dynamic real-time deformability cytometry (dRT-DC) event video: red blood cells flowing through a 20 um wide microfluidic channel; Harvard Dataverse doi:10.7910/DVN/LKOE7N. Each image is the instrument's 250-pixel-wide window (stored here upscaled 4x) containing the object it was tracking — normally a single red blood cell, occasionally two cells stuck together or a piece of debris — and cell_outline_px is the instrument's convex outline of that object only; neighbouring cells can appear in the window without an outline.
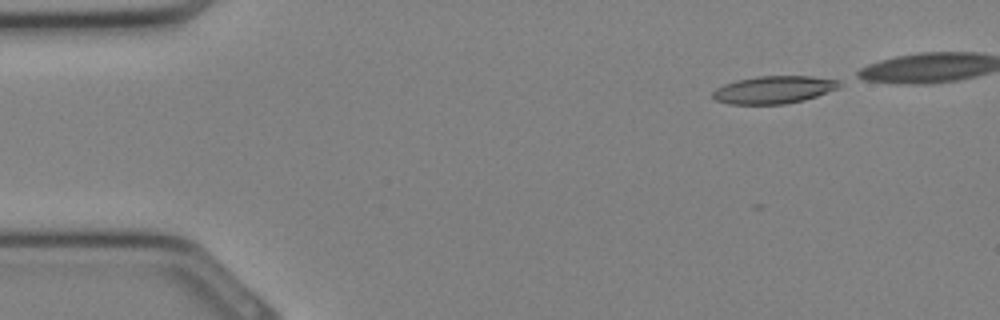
{"species": "Egyptian fruit bat (a non-hibernating species)", "species_latin": "Rousettus aegyptiacus", "temperature_condition": "cold", "stored_images_in_passage": 10, "segment_of_instrument_passage": [1, 2], "camera_frame_rate_fps": 3000, "um_per_image_px": 0.085, "animal": {"sex": "female"}, "frame": {"image": 1, "passage_image": 1, "time_ms": 0.0, "image_size_px": [1000, 320], "cell_outline_px": [[840, 88], [804, 100], [784, 104], [728, 104], [716, 100], [712, 96], [712, 92], [716, 88], [724, 84], [736, 80], [756, 76], [812, 76], [840, 80]], "centroid_in_image_um": [65.77, 7.62], "position_along_channel_um": 19.2, "area_um2": 20.46}}
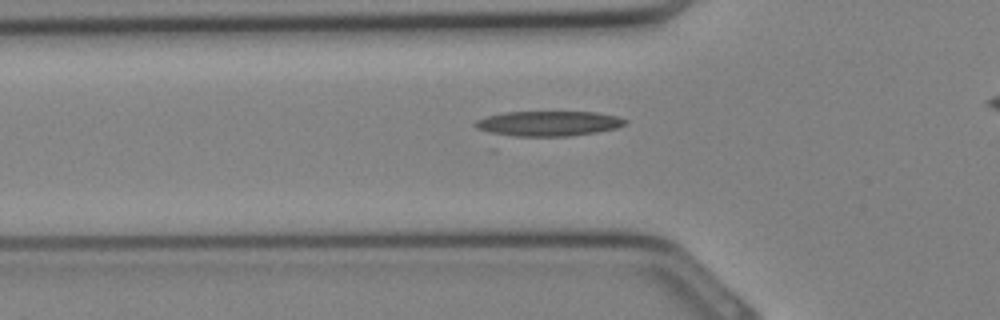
{"frame": {"image": 2, "passage_image": 8, "time_ms": 2.333, "image_size_px": [1000, 320], "cell_outline_px": [[628, 124], [616, 128], [596, 132], [572, 136], [496, 136], [476, 128], [472, 124], [476, 120], [488, 116], [504, 112], [596, 112], [616, 116], [628, 120]], "centroid_in_image_um": [46.56, 10.51], "position_along_channel_um": 79.2, "area_um2": 22.25}}